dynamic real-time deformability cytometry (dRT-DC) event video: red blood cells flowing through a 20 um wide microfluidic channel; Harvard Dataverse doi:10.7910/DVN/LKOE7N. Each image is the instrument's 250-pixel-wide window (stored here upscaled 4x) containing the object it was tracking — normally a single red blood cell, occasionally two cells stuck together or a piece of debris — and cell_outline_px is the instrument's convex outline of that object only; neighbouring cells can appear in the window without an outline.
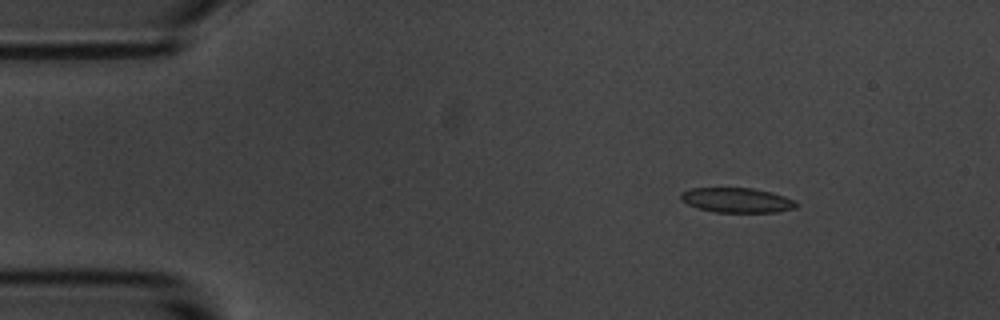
{"species": "common noctule bat (a hibernating species)", "species_latin": "Nyctalus noctula", "temperature_condition": "room temperature", "stored_images_in_passage": 8, "camera_frame_rate_fps": 3000, "um_per_image_px": 0.085, "animal": {"sex": "male", "body_mass_g": 20.1, "forearm_length_mm": 53.5}, "frame": {"image": 1, "passage_image": 3, "time_ms": 2.333, "image_size_px": [1000, 320], "cell_outline_px": [[800, 204], [796, 208], [776, 212], [716, 212], [696, 208], [680, 200], [680, 192], [692, 188], [752, 188], [784, 196], [796, 200]], "centroid_in_image_um": [62.63, 17.02], "position_along_channel_um": 22.4, "area_um2": 16.76}}
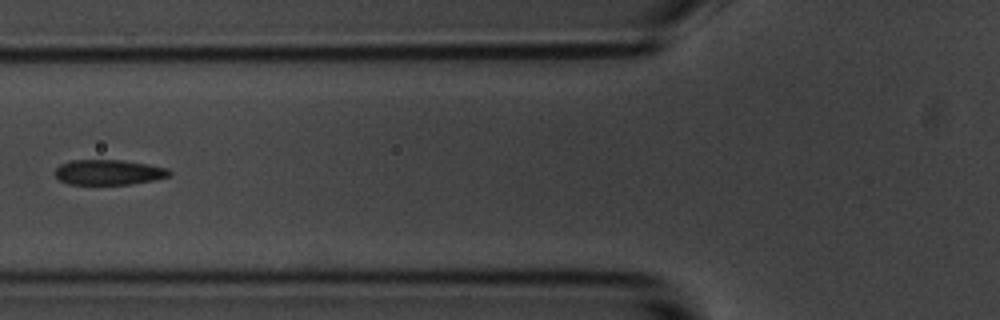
{"frame": {"image": 2, "passage_image": 7, "time_ms": 7.0, "image_size_px": [1000, 320], "cell_outline_px": [[172, 172], [168, 176], [152, 180], [132, 184], [68, 184], [60, 180], [56, 176], [56, 168], [60, 164], [72, 160], [120, 160], [148, 164], [168, 168]], "centroid_in_image_um": [9.24, 14.64], "position_along_channel_um": 116.6, "area_um2": 16.65}}
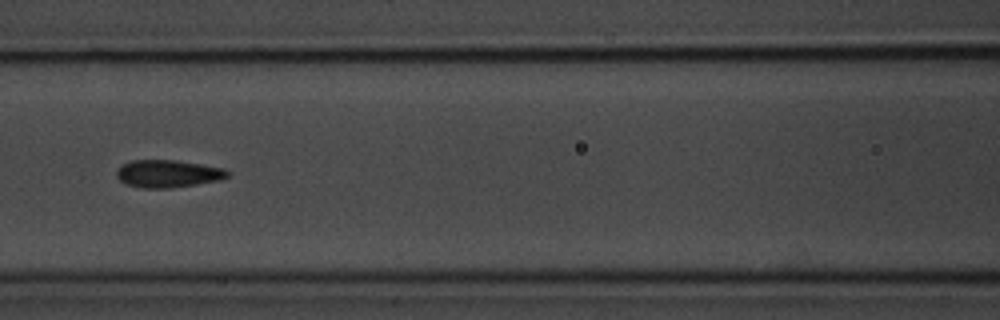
{"frame": {"image": 3, "passage_image": 8, "time_ms": 8.0, "image_size_px": [1000, 320], "cell_outline_px": [[228, 176], [220, 180], [196, 184], [168, 188], [144, 188], [124, 184], [116, 176], [116, 172], [124, 164], [132, 160], [176, 160], [224, 168], [228, 172]], "centroid_in_image_um": [14.26, 14.76], "position_along_channel_um": 152.3, "area_um2": 17.63}}